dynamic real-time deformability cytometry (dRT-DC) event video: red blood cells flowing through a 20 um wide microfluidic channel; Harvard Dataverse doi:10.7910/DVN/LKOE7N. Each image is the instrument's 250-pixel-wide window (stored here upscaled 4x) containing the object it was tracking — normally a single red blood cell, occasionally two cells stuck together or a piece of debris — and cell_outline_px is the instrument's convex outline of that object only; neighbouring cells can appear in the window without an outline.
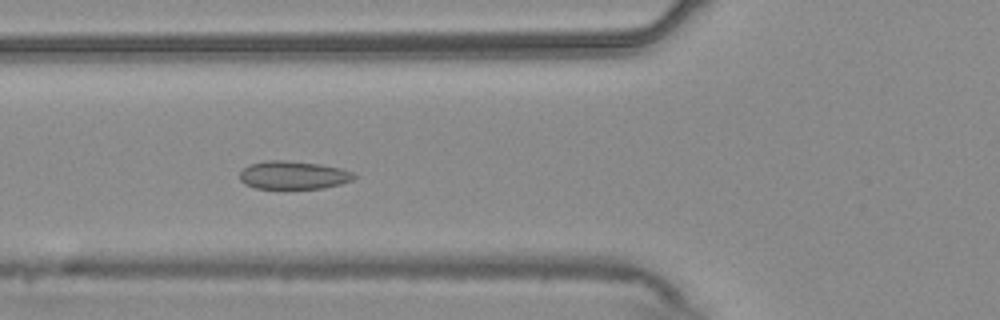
{"species": "common noctule bat (a hibernating species)", "species_latin": "Nyctalus noctula", "temperature_condition": "warm", "stored_images_in_passage": 48, "camera_frame_rate_fps": 3000, "um_per_image_px": 0.085, "animal": {"sex": "male", "body_mass_g": 20.4}, "frame": {"image": 1, "passage_image": 13, "time_ms": 4.0, "image_size_px": [1000, 320], "cell_outline_px": [[360, 176], [352, 180], [340, 184], [324, 188], [256, 188], [244, 184], [240, 180], [240, 172], [248, 164], [268, 160], [284, 160], [320, 164], [340, 168], [352, 172]], "centroid_in_image_um": [24.94, 14.88], "position_along_channel_um": 100.9, "area_um2": 18.79}}
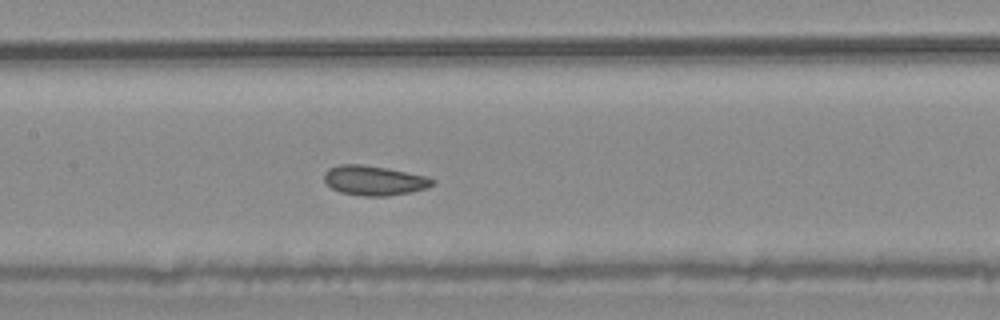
{"frame": {"image": 2, "passage_image": 19, "time_ms": 6.0, "image_size_px": [1000, 320], "cell_outline_px": [[436, 184], [428, 188], [412, 192], [388, 196], [364, 196], [340, 192], [332, 188], [324, 180], [324, 172], [328, 168], [340, 164], [360, 164], [388, 168], [428, 176], [436, 180]], "centroid_in_image_um": [31.85, 15.34], "position_along_channel_um": 175.5, "area_um2": 19.02}}
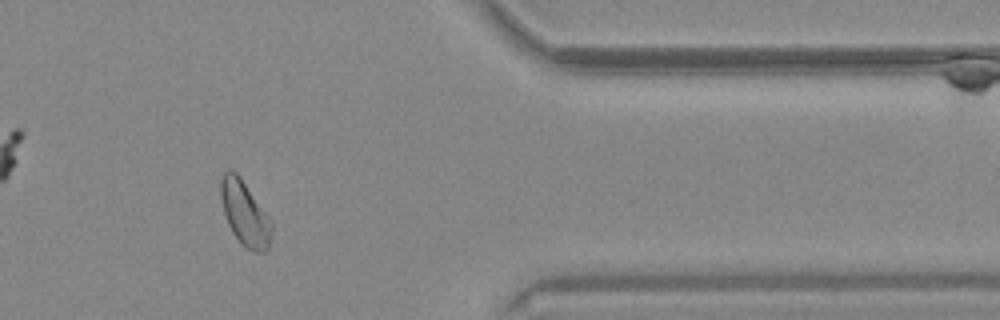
{"frame": {"image": 3, "passage_image": 38, "time_ms": 12.333, "image_size_px": [1000, 320], "cell_outline_px": [[272, 232], [268, 248], [264, 252], [256, 252], [244, 248], [240, 244], [232, 232], [228, 224], [224, 212], [220, 196], [220, 180], [224, 172], [228, 168], [232, 168], [240, 176], [272, 220]], "centroid_in_image_um": [20.81, 18.12], "position_along_channel_um": 390.6, "area_um2": 19.48}, "authors_computed_cell_mechanics": {"area_um2": 18.8428, "velocity_mm_per_s": 3.7147, "shape_relaxation_time_tau1_ms": null, "shape_relaxation_time_tau2_ms": 5.6073, "deformation_change_tau1": null, "deformation_change_tau2": 0.085}}